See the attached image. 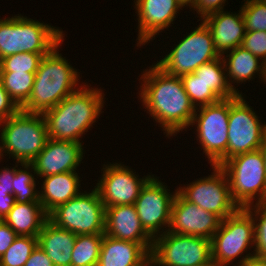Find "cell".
I'll use <instances>...</instances> for the list:
<instances>
[{
  "instance_id": "cell-1",
  "label": "cell",
  "mask_w": 266,
  "mask_h": 266,
  "mask_svg": "<svg viewBox=\"0 0 266 266\" xmlns=\"http://www.w3.org/2000/svg\"><path fill=\"white\" fill-rule=\"evenodd\" d=\"M141 75L144 83L139 95L147 113L162 127L164 134L174 136L191 126L195 106L186 93L181 78L166 73L156 64Z\"/></svg>"
},
{
  "instance_id": "cell-2",
  "label": "cell",
  "mask_w": 266,
  "mask_h": 266,
  "mask_svg": "<svg viewBox=\"0 0 266 266\" xmlns=\"http://www.w3.org/2000/svg\"><path fill=\"white\" fill-rule=\"evenodd\" d=\"M79 87L43 113L50 139L81 143V136L93 127L102 113L105 103L102 89L88 88V84Z\"/></svg>"
},
{
  "instance_id": "cell-3",
  "label": "cell",
  "mask_w": 266,
  "mask_h": 266,
  "mask_svg": "<svg viewBox=\"0 0 266 266\" xmlns=\"http://www.w3.org/2000/svg\"><path fill=\"white\" fill-rule=\"evenodd\" d=\"M63 41L42 58L30 97L21 111L43 114L79 89V72L57 51Z\"/></svg>"
},
{
  "instance_id": "cell-4",
  "label": "cell",
  "mask_w": 266,
  "mask_h": 266,
  "mask_svg": "<svg viewBox=\"0 0 266 266\" xmlns=\"http://www.w3.org/2000/svg\"><path fill=\"white\" fill-rule=\"evenodd\" d=\"M63 33L56 27L26 16L0 19V61L22 52L45 56L64 39Z\"/></svg>"
},
{
  "instance_id": "cell-5",
  "label": "cell",
  "mask_w": 266,
  "mask_h": 266,
  "mask_svg": "<svg viewBox=\"0 0 266 266\" xmlns=\"http://www.w3.org/2000/svg\"><path fill=\"white\" fill-rule=\"evenodd\" d=\"M0 159L4 153L16 163H31L46 145L48 131L43 114L19 111L0 122Z\"/></svg>"
},
{
  "instance_id": "cell-6",
  "label": "cell",
  "mask_w": 266,
  "mask_h": 266,
  "mask_svg": "<svg viewBox=\"0 0 266 266\" xmlns=\"http://www.w3.org/2000/svg\"><path fill=\"white\" fill-rule=\"evenodd\" d=\"M229 182L231 196L240 208L266 202L265 159L260 149L228 159L221 166Z\"/></svg>"
},
{
  "instance_id": "cell-7",
  "label": "cell",
  "mask_w": 266,
  "mask_h": 266,
  "mask_svg": "<svg viewBox=\"0 0 266 266\" xmlns=\"http://www.w3.org/2000/svg\"><path fill=\"white\" fill-rule=\"evenodd\" d=\"M84 192L59 205L48 215L49 220L76 235L104 234L106 207L95 188Z\"/></svg>"
},
{
  "instance_id": "cell-8",
  "label": "cell",
  "mask_w": 266,
  "mask_h": 266,
  "mask_svg": "<svg viewBox=\"0 0 266 266\" xmlns=\"http://www.w3.org/2000/svg\"><path fill=\"white\" fill-rule=\"evenodd\" d=\"M196 110L191 126L197 124L196 137L210 165L220 167L227 161L230 98Z\"/></svg>"
},
{
  "instance_id": "cell-9",
  "label": "cell",
  "mask_w": 266,
  "mask_h": 266,
  "mask_svg": "<svg viewBox=\"0 0 266 266\" xmlns=\"http://www.w3.org/2000/svg\"><path fill=\"white\" fill-rule=\"evenodd\" d=\"M187 36L155 64L173 76L194 73L202 64L218 58L210 30L202 21Z\"/></svg>"
},
{
  "instance_id": "cell-10",
  "label": "cell",
  "mask_w": 266,
  "mask_h": 266,
  "mask_svg": "<svg viewBox=\"0 0 266 266\" xmlns=\"http://www.w3.org/2000/svg\"><path fill=\"white\" fill-rule=\"evenodd\" d=\"M254 238L253 218L245 208H239L235 213L221 220L218 230L213 235L212 260L217 266L233 265L236 257H241L250 247L252 249Z\"/></svg>"
},
{
  "instance_id": "cell-11",
  "label": "cell",
  "mask_w": 266,
  "mask_h": 266,
  "mask_svg": "<svg viewBox=\"0 0 266 266\" xmlns=\"http://www.w3.org/2000/svg\"><path fill=\"white\" fill-rule=\"evenodd\" d=\"M212 259L211 240L165 232L153 239L152 266H195Z\"/></svg>"
},
{
  "instance_id": "cell-12",
  "label": "cell",
  "mask_w": 266,
  "mask_h": 266,
  "mask_svg": "<svg viewBox=\"0 0 266 266\" xmlns=\"http://www.w3.org/2000/svg\"><path fill=\"white\" fill-rule=\"evenodd\" d=\"M242 96L230 98L227 160L260 149L266 134L265 122H260Z\"/></svg>"
},
{
  "instance_id": "cell-13",
  "label": "cell",
  "mask_w": 266,
  "mask_h": 266,
  "mask_svg": "<svg viewBox=\"0 0 266 266\" xmlns=\"http://www.w3.org/2000/svg\"><path fill=\"white\" fill-rule=\"evenodd\" d=\"M214 172L199 178L177 192L188 202L217 215L221 220L235 213L240 207L231 196L226 173L219 166H212Z\"/></svg>"
},
{
  "instance_id": "cell-14",
  "label": "cell",
  "mask_w": 266,
  "mask_h": 266,
  "mask_svg": "<svg viewBox=\"0 0 266 266\" xmlns=\"http://www.w3.org/2000/svg\"><path fill=\"white\" fill-rule=\"evenodd\" d=\"M167 187L153 175L141 188L134 203L142 227L153 239L167 232L170 226L171 208L177 189L172 194Z\"/></svg>"
},
{
  "instance_id": "cell-15",
  "label": "cell",
  "mask_w": 266,
  "mask_h": 266,
  "mask_svg": "<svg viewBox=\"0 0 266 266\" xmlns=\"http://www.w3.org/2000/svg\"><path fill=\"white\" fill-rule=\"evenodd\" d=\"M103 174L94 187L105 207L117 205H133L141 188L153 176L138 178L131 168L121 163L104 164Z\"/></svg>"
},
{
  "instance_id": "cell-16",
  "label": "cell",
  "mask_w": 266,
  "mask_h": 266,
  "mask_svg": "<svg viewBox=\"0 0 266 266\" xmlns=\"http://www.w3.org/2000/svg\"><path fill=\"white\" fill-rule=\"evenodd\" d=\"M220 223L221 219L217 215L188 202L176 192L171 208L169 232L211 240Z\"/></svg>"
},
{
  "instance_id": "cell-17",
  "label": "cell",
  "mask_w": 266,
  "mask_h": 266,
  "mask_svg": "<svg viewBox=\"0 0 266 266\" xmlns=\"http://www.w3.org/2000/svg\"><path fill=\"white\" fill-rule=\"evenodd\" d=\"M134 3L139 24L136 46L140 47L171 26L179 9L184 8L179 0H135Z\"/></svg>"
},
{
  "instance_id": "cell-18",
  "label": "cell",
  "mask_w": 266,
  "mask_h": 266,
  "mask_svg": "<svg viewBox=\"0 0 266 266\" xmlns=\"http://www.w3.org/2000/svg\"><path fill=\"white\" fill-rule=\"evenodd\" d=\"M82 143L48 139L43 150L31 162L39 177L76 171L83 159Z\"/></svg>"
},
{
  "instance_id": "cell-19",
  "label": "cell",
  "mask_w": 266,
  "mask_h": 266,
  "mask_svg": "<svg viewBox=\"0 0 266 266\" xmlns=\"http://www.w3.org/2000/svg\"><path fill=\"white\" fill-rule=\"evenodd\" d=\"M106 235L123 241L142 244L150 253L153 238L144 230L135 205H117L106 207Z\"/></svg>"
},
{
  "instance_id": "cell-20",
  "label": "cell",
  "mask_w": 266,
  "mask_h": 266,
  "mask_svg": "<svg viewBox=\"0 0 266 266\" xmlns=\"http://www.w3.org/2000/svg\"><path fill=\"white\" fill-rule=\"evenodd\" d=\"M233 14L227 11H218L203 18L211 32L214 48L219 55L241 46L246 33L241 8Z\"/></svg>"
},
{
  "instance_id": "cell-21",
  "label": "cell",
  "mask_w": 266,
  "mask_h": 266,
  "mask_svg": "<svg viewBox=\"0 0 266 266\" xmlns=\"http://www.w3.org/2000/svg\"><path fill=\"white\" fill-rule=\"evenodd\" d=\"M97 266H152L151 253L140 243L104 234Z\"/></svg>"
},
{
  "instance_id": "cell-22",
  "label": "cell",
  "mask_w": 266,
  "mask_h": 266,
  "mask_svg": "<svg viewBox=\"0 0 266 266\" xmlns=\"http://www.w3.org/2000/svg\"><path fill=\"white\" fill-rule=\"evenodd\" d=\"M44 179L39 191V201L49 215L59 205L65 204L78 196L80 191V177L76 171L42 177Z\"/></svg>"
},
{
  "instance_id": "cell-23",
  "label": "cell",
  "mask_w": 266,
  "mask_h": 266,
  "mask_svg": "<svg viewBox=\"0 0 266 266\" xmlns=\"http://www.w3.org/2000/svg\"><path fill=\"white\" fill-rule=\"evenodd\" d=\"M76 234L56 226L49 219L38 234V246L51 259L54 266H71Z\"/></svg>"
},
{
  "instance_id": "cell-24",
  "label": "cell",
  "mask_w": 266,
  "mask_h": 266,
  "mask_svg": "<svg viewBox=\"0 0 266 266\" xmlns=\"http://www.w3.org/2000/svg\"><path fill=\"white\" fill-rule=\"evenodd\" d=\"M224 54L227 55V58L224 56ZM224 54H222L221 57L224 62L225 72H227L226 74L229 86L238 95H242V93L238 91V88H234L232 83H245L248 80L250 81L253 79L255 73H258L259 77L264 79L265 63L262 61L260 62L258 57L253 55L250 51L246 50L242 46L236 47L233 50L225 52Z\"/></svg>"
},
{
  "instance_id": "cell-25",
  "label": "cell",
  "mask_w": 266,
  "mask_h": 266,
  "mask_svg": "<svg viewBox=\"0 0 266 266\" xmlns=\"http://www.w3.org/2000/svg\"><path fill=\"white\" fill-rule=\"evenodd\" d=\"M48 219V214L40 202L24 204L15 202L3 221L18 236L38 237V234Z\"/></svg>"
},
{
  "instance_id": "cell-26",
  "label": "cell",
  "mask_w": 266,
  "mask_h": 266,
  "mask_svg": "<svg viewBox=\"0 0 266 266\" xmlns=\"http://www.w3.org/2000/svg\"><path fill=\"white\" fill-rule=\"evenodd\" d=\"M221 55L199 66L194 73L214 92L221 100L229 99L238 94L231 89Z\"/></svg>"
},
{
  "instance_id": "cell-27",
  "label": "cell",
  "mask_w": 266,
  "mask_h": 266,
  "mask_svg": "<svg viewBox=\"0 0 266 266\" xmlns=\"http://www.w3.org/2000/svg\"><path fill=\"white\" fill-rule=\"evenodd\" d=\"M104 234H79L73 247L71 266H97Z\"/></svg>"
},
{
  "instance_id": "cell-28",
  "label": "cell",
  "mask_w": 266,
  "mask_h": 266,
  "mask_svg": "<svg viewBox=\"0 0 266 266\" xmlns=\"http://www.w3.org/2000/svg\"><path fill=\"white\" fill-rule=\"evenodd\" d=\"M20 166L22 167L18 168V165H15V175L13 178V195L16 202L22 204L40 202L39 191L36 189V178H34L35 173H30L35 171L33 165L31 163H20Z\"/></svg>"
},
{
  "instance_id": "cell-29",
  "label": "cell",
  "mask_w": 266,
  "mask_h": 266,
  "mask_svg": "<svg viewBox=\"0 0 266 266\" xmlns=\"http://www.w3.org/2000/svg\"><path fill=\"white\" fill-rule=\"evenodd\" d=\"M35 73L0 72V80L10 97L21 108L29 99Z\"/></svg>"
},
{
  "instance_id": "cell-30",
  "label": "cell",
  "mask_w": 266,
  "mask_h": 266,
  "mask_svg": "<svg viewBox=\"0 0 266 266\" xmlns=\"http://www.w3.org/2000/svg\"><path fill=\"white\" fill-rule=\"evenodd\" d=\"M37 245L38 237L17 236L0 258V266H24Z\"/></svg>"
},
{
  "instance_id": "cell-31",
  "label": "cell",
  "mask_w": 266,
  "mask_h": 266,
  "mask_svg": "<svg viewBox=\"0 0 266 266\" xmlns=\"http://www.w3.org/2000/svg\"><path fill=\"white\" fill-rule=\"evenodd\" d=\"M180 78L195 108L214 104L221 100L195 73L185 74Z\"/></svg>"
},
{
  "instance_id": "cell-32",
  "label": "cell",
  "mask_w": 266,
  "mask_h": 266,
  "mask_svg": "<svg viewBox=\"0 0 266 266\" xmlns=\"http://www.w3.org/2000/svg\"><path fill=\"white\" fill-rule=\"evenodd\" d=\"M43 57L42 54L29 52L7 56L0 61V72L36 73Z\"/></svg>"
},
{
  "instance_id": "cell-33",
  "label": "cell",
  "mask_w": 266,
  "mask_h": 266,
  "mask_svg": "<svg viewBox=\"0 0 266 266\" xmlns=\"http://www.w3.org/2000/svg\"><path fill=\"white\" fill-rule=\"evenodd\" d=\"M245 209L251 214L254 221L255 238L253 250L255 252L252 251V254L266 258V202L254 204Z\"/></svg>"
},
{
  "instance_id": "cell-34",
  "label": "cell",
  "mask_w": 266,
  "mask_h": 266,
  "mask_svg": "<svg viewBox=\"0 0 266 266\" xmlns=\"http://www.w3.org/2000/svg\"><path fill=\"white\" fill-rule=\"evenodd\" d=\"M246 28L249 31H266V3L258 0H244L241 7Z\"/></svg>"
},
{
  "instance_id": "cell-35",
  "label": "cell",
  "mask_w": 266,
  "mask_h": 266,
  "mask_svg": "<svg viewBox=\"0 0 266 266\" xmlns=\"http://www.w3.org/2000/svg\"><path fill=\"white\" fill-rule=\"evenodd\" d=\"M241 46L266 63V31L246 32Z\"/></svg>"
},
{
  "instance_id": "cell-36",
  "label": "cell",
  "mask_w": 266,
  "mask_h": 266,
  "mask_svg": "<svg viewBox=\"0 0 266 266\" xmlns=\"http://www.w3.org/2000/svg\"><path fill=\"white\" fill-rule=\"evenodd\" d=\"M21 108L10 97L0 80V122L17 114Z\"/></svg>"
},
{
  "instance_id": "cell-37",
  "label": "cell",
  "mask_w": 266,
  "mask_h": 266,
  "mask_svg": "<svg viewBox=\"0 0 266 266\" xmlns=\"http://www.w3.org/2000/svg\"><path fill=\"white\" fill-rule=\"evenodd\" d=\"M226 0H196V2L191 6L193 10L197 12L202 20L210 14L216 13L218 11H223Z\"/></svg>"
},
{
  "instance_id": "cell-38",
  "label": "cell",
  "mask_w": 266,
  "mask_h": 266,
  "mask_svg": "<svg viewBox=\"0 0 266 266\" xmlns=\"http://www.w3.org/2000/svg\"><path fill=\"white\" fill-rule=\"evenodd\" d=\"M17 234L4 221L0 223V258L17 238Z\"/></svg>"
},
{
  "instance_id": "cell-39",
  "label": "cell",
  "mask_w": 266,
  "mask_h": 266,
  "mask_svg": "<svg viewBox=\"0 0 266 266\" xmlns=\"http://www.w3.org/2000/svg\"><path fill=\"white\" fill-rule=\"evenodd\" d=\"M24 266H54V264L46 253L37 245Z\"/></svg>"
},
{
  "instance_id": "cell-40",
  "label": "cell",
  "mask_w": 266,
  "mask_h": 266,
  "mask_svg": "<svg viewBox=\"0 0 266 266\" xmlns=\"http://www.w3.org/2000/svg\"><path fill=\"white\" fill-rule=\"evenodd\" d=\"M15 202V196L8 190L0 187V219H4L8 212L12 209Z\"/></svg>"
},
{
  "instance_id": "cell-41",
  "label": "cell",
  "mask_w": 266,
  "mask_h": 266,
  "mask_svg": "<svg viewBox=\"0 0 266 266\" xmlns=\"http://www.w3.org/2000/svg\"><path fill=\"white\" fill-rule=\"evenodd\" d=\"M0 170V187L13 194V178L15 175V167L7 168L6 166Z\"/></svg>"
},
{
  "instance_id": "cell-42",
  "label": "cell",
  "mask_w": 266,
  "mask_h": 266,
  "mask_svg": "<svg viewBox=\"0 0 266 266\" xmlns=\"http://www.w3.org/2000/svg\"><path fill=\"white\" fill-rule=\"evenodd\" d=\"M237 261V265L235 264L234 266H266V258L259 257L255 254L252 255L250 252Z\"/></svg>"
},
{
  "instance_id": "cell-43",
  "label": "cell",
  "mask_w": 266,
  "mask_h": 266,
  "mask_svg": "<svg viewBox=\"0 0 266 266\" xmlns=\"http://www.w3.org/2000/svg\"><path fill=\"white\" fill-rule=\"evenodd\" d=\"M260 150L262 151L265 159V168H266V134L264 136L263 144L260 147Z\"/></svg>"
},
{
  "instance_id": "cell-44",
  "label": "cell",
  "mask_w": 266,
  "mask_h": 266,
  "mask_svg": "<svg viewBox=\"0 0 266 266\" xmlns=\"http://www.w3.org/2000/svg\"><path fill=\"white\" fill-rule=\"evenodd\" d=\"M185 7L186 6H189L191 7L195 2L196 0H179Z\"/></svg>"
},
{
  "instance_id": "cell-45",
  "label": "cell",
  "mask_w": 266,
  "mask_h": 266,
  "mask_svg": "<svg viewBox=\"0 0 266 266\" xmlns=\"http://www.w3.org/2000/svg\"><path fill=\"white\" fill-rule=\"evenodd\" d=\"M195 266H217V265H216V263L211 259L209 262L202 263V264L195 265Z\"/></svg>"
},
{
  "instance_id": "cell-46",
  "label": "cell",
  "mask_w": 266,
  "mask_h": 266,
  "mask_svg": "<svg viewBox=\"0 0 266 266\" xmlns=\"http://www.w3.org/2000/svg\"><path fill=\"white\" fill-rule=\"evenodd\" d=\"M266 84V63H265V69H264V79L261 80Z\"/></svg>"
}]
</instances>
